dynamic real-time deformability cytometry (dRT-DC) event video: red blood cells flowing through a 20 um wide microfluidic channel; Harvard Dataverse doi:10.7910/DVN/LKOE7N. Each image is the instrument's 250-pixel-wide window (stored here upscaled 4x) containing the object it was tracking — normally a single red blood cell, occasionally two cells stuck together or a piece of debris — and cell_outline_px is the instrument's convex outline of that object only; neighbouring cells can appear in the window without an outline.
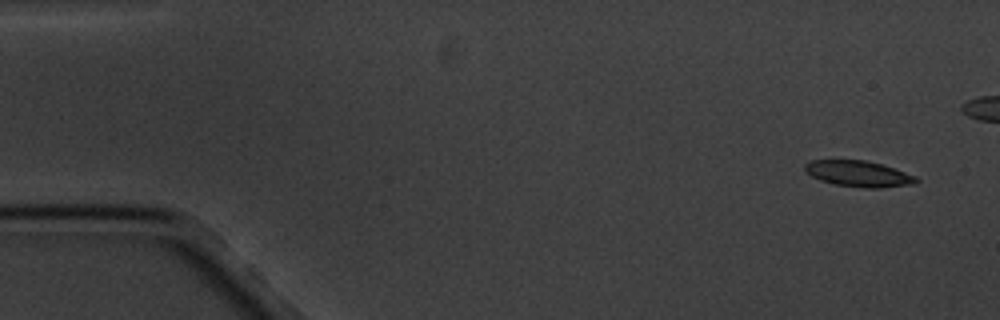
{"species": "common noctule bat (a hibernating species)", "species_latin": "Nyctalus noctula", "temperature_condition": "cold", "stored_images_in_passage": 5, "camera_frame_rate_fps": 3000, "um_per_image_px": 0.085, "animal": {"sex": "male", "body_mass_g": 20.1, "forearm_length_mm": 53.5}, "frame": {"image": 1, "passage_image": 1, "time_ms": 0.0, "image_size_px": [1000, 320], "cell_outline_px": [[920, 180], [916, 184], [880, 188], [860, 188], [836, 184], [820, 180], [804, 172], [804, 164], [812, 160], [864, 160], [880, 164], [916, 176]], "centroid_in_image_um": [72.97, 14.78], "position_along_channel_um": 12.0, "area_um2": 16.88}}